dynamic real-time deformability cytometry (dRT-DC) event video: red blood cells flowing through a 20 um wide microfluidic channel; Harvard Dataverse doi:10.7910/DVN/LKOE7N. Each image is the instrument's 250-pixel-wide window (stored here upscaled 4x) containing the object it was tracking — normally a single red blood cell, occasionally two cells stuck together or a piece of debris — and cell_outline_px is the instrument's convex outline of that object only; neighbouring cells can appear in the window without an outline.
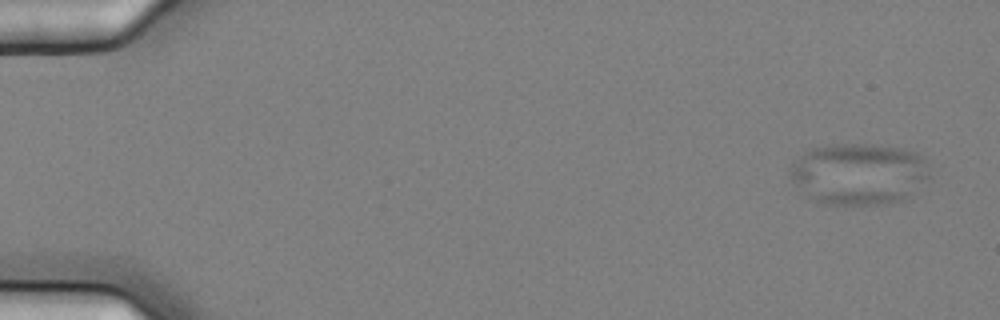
{"species": "common noctule bat (a hibernating species)", "species_latin": "Nyctalus noctula", "temperature_condition": "cold", "stored_images_in_passage": 5, "camera_frame_rate_fps": 3000, "um_per_image_px": 0.085, "animal": {"sex": "female", "body_mass_g": 25.1}, "frame": {"image": 1, "passage_image": 1, "time_ms": 0.0, "image_size_px": [1000, 320], "cell_outline_px": [[932, 176], [904, 200], [880, 204], [824, 204], [800, 196], [792, 180], [792, 164], [804, 152], [812, 148], [832, 144], [872, 144], [900, 148], [916, 152], [924, 160]], "centroid_in_image_um": [72.98, 14.79], "position_along_channel_um": 12.0, "area_um2": 50.46}}